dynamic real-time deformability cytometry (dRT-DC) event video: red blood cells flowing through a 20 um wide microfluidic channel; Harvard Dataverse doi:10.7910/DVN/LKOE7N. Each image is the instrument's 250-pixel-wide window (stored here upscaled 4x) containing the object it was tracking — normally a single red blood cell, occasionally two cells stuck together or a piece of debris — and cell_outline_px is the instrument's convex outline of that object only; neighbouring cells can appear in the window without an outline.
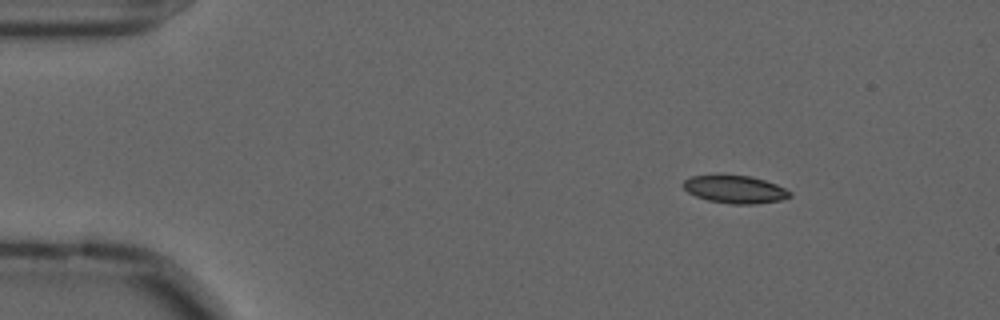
{"species": "common noctule bat (a hibernating species)", "species_latin": "Nyctalus noctula", "temperature_condition": "cold", "stored_images_in_passage": 50, "camera_frame_rate_fps": 3000, "um_per_image_px": 0.085, "animal": {"sex": "male", "forearm_length_mm": 52.5}, "frame": {"image": 1, "passage_image": 1, "time_ms": 0.0, "image_size_px": [1000, 320], "cell_outline_px": [[792, 196], [780, 200], [756, 204], [732, 204], [708, 200], [696, 196], [688, 192], [684, 188], [684, 180], [692, 176], [748, 176], [764, 180], [776, 184], [792, 192]], "centroid_in_image_um": [62.51, 16.11], "position_along_channel_um": 22.5, "area_um2": 16.88}}
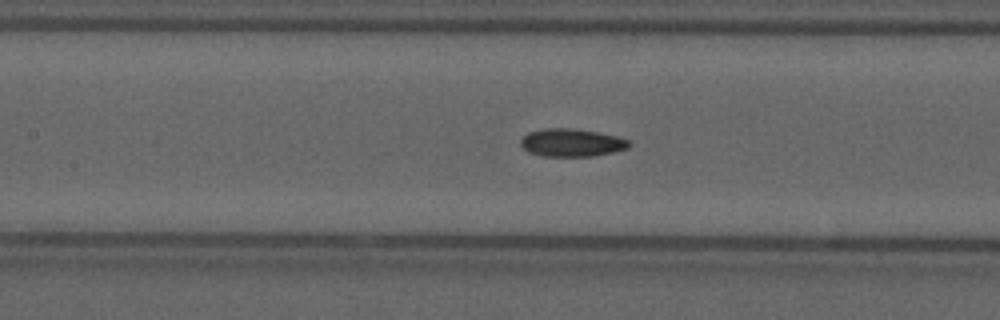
{"frame": {"image": 2, "passage_image": 19, "time_ms": 6.0, "image_size_px": [1000, 320], "cell_outline_px": [[632, 144], [628, 148], [596, 156], [540, 156], [528, 152], [520, 144], [520, 140], [528, 132], [544, 128], [572, 128], [596, 132], [616, 136], [628, 140]], "centroid_in_image_um": [48.57, 12.13], "position_along_channel_um": 158.8, "area_um2": 17.63}}
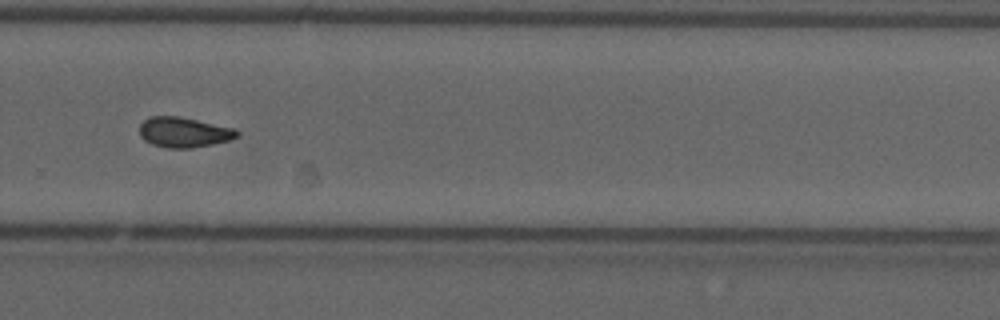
{"frame": {"image": 3, "passage_image": 32, "time_ms": 10.333, "image_size_px": [1000, 320], "cell_outline_px": [[240, 136], [228, 140], [212, 144], [192, 148], [168, 148], [152, 144], [144, 140], [140, 136], [140, 124], [144, 120], [152, 116], [180, 116], [236, 128], [240, 132]], "centroid_in_image_um": [15.66, 11.23], "position_along_channel_um": 314.1, "area_um2": 17.28}, "authors_computed_cell_mechanics": {"area_um2": 17.0799, "velocity_mm_per_s": 3.5971, "shape_relaxation_time_tau1_ms": null, "shape_relaxation_time_tau2_ms": 7.3178, "deformation_change_tau1": null, "deformation_change_tau2": 0.1293}}